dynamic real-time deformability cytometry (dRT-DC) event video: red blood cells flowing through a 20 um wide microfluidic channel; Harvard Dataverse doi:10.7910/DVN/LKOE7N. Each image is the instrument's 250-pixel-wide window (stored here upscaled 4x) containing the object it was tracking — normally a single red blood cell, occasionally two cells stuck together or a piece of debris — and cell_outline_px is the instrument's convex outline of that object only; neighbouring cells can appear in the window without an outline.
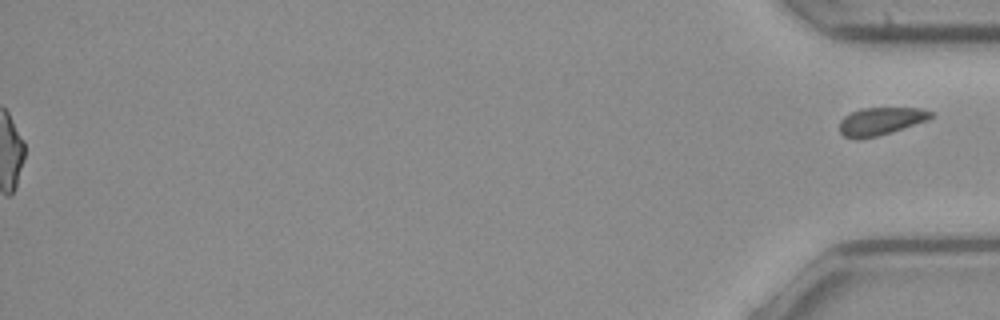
{"species": "common noctule bat (a hibernating species)", "species_latin": "Nyctalus noctula", "temperature_condition": "cold", "stored_images_in_passage": 52, "segment_of_instrument_passage": [2, 2], "camera_frame_rate_fps": 3000, "um_per_image_px": 0.085, "animal": {"sex": "female", "body_mass_g": 21.9}, "frame": {"image": 1, "passage_image": 52, "time_ms": 17.0, "image_size_px": [1000, 320], "cell_outline_px": [[936, 116], [928, 120], [876, 136], [856, 140], [844, 136], [840, 132], [840, 120], [844, 116], [860, 108], [920, 108], [932, 112]], "centroid_in_image_um": [74.85, 10.3], "position_along_channel_um": 360.3, "area_um2": 14.68}}